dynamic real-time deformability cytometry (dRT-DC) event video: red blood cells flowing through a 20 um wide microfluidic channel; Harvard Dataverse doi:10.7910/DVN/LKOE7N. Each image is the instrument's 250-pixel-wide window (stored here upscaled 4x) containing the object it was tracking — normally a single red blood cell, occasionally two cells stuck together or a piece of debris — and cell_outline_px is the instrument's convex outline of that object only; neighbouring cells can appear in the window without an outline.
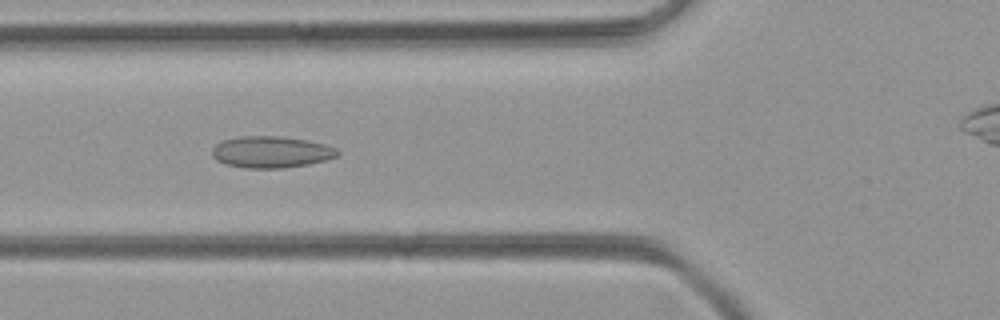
{"species": "common noctule bat (a hibernating species)", "species_latin": "Nyctalus noctula", "temperature_condition": "room temperature", "stored_images_in_passage": 50, "camera_frame_rate_fps": 3000, "um_per_image_px": 0.085, "animal": {"sex": "female", "body_mass_g": 21.9}, "frame": {"image": 1, "passage_image": 18, "time_ms": 5.667, "image_size_px": [1000, 320], "cell_outline_px": [[340, 152], [336, 156], [324, 160], [308, 164], [284, 168], [244, 168], [228, 164], [216, 160], [212, 156], [212, 148], [216, 144], [224, 140], [240, 136], [280, 136], [308, 140], [324, 144], [336, 148]], "centroid_in_image_um": [23.04, 12.91], "position_along_channel_um": 102.8, "area_um2": 23.0}}
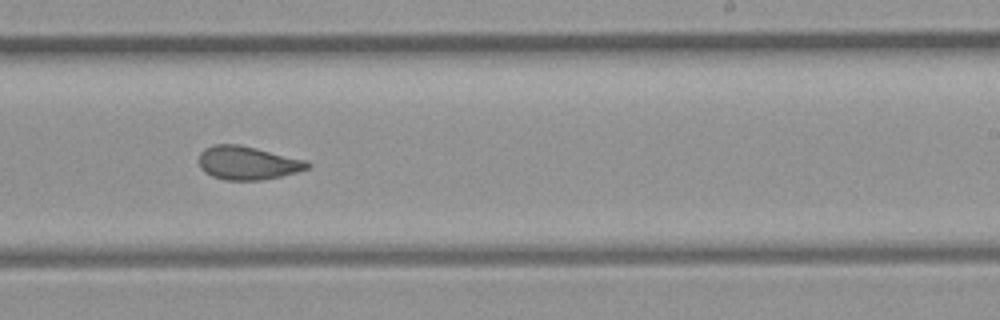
{"frame": {"image": 2, "passage_image": 30, "time_ms": 9.667, "image_size_px": [1000, 320], "cell_outline_px": [[312, 164], [308, 168], [296, 172], [264, 180], [224, 180], [212, 176], [204, 172], [200, 168], [200, 152], [204, 148], [212, 144], [240, 144], [308, 160]], "centroid_in_image_um": [21.05, 13.84], "position_along_channel_um": 267.9, "area_um2": 21.39}}
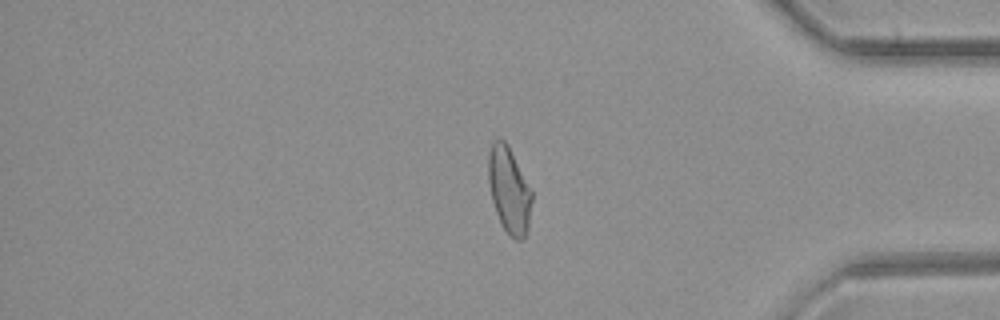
{"frame": {"image": 3, "passage_image": 41, "time_ms": 13.333, "image_size_px": [1000, 320], "cell_outline_px": [[532, 200], [528, 232], [520, 240], [516, 240], [504, 228], [496, 212], [492, 200], [488, 180], [488, 156], [492, 144], [496, 140], [504, 140], [508, 144], [532, 188]], "centroid_in_image_um": [43.3, 16.14], "position_along_channel_um": 391.9, "area_um2": 21.85}}